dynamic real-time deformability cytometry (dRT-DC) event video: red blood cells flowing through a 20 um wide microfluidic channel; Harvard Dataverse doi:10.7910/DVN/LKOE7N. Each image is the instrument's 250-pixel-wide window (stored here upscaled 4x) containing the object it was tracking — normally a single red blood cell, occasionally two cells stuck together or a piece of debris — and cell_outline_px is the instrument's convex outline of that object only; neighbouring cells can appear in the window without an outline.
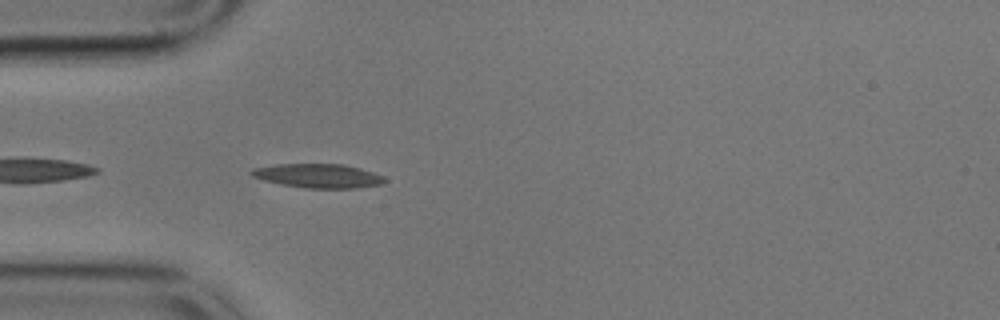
{"species": "common noctule bat (a hibernating species)", "species_latin": "Nyctalus noctula", "temperature_condition": "cold", "stored_images_in_passage": 44, "camera_frame_rate_fps": 3000, "um_per_image_px": 0.085, "animal": {"sex": "male", "body_mass_g": 17.9}, "frame": {"image": 1, "passage_image": 3, "time_ms": 0.667, "image_size_px": [1000, 320], "cell_outline_px": [[388, 180], [384, 184], [356, 188], [304, 188], [280, 184], [264, 180], [252, 176], [248, 172], [252, 168], [276, 164], [344, 164], [360, 168], [384, 176]], "centroid_in_image_um": [27.06, 14.94], "position_along_channel_um": 57.9, "area_um2": 18.84}}
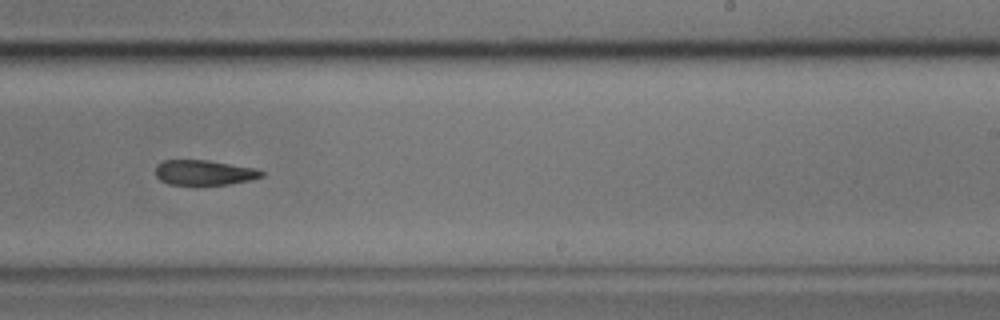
{"frame": {"image": 2, "passage_image": 22, "time_ms": 7.0, "image_size_px": [1000, 320], "cell_outline_px": [[264, 176], [252, 180], [228, 184], [168, 184], [160, 180], [156, 176], [156, 164], [164, 160], [208, 160], [256, 168], [264, 172]], "centroid_in_image_um": [17.37, 14.66], "position_along_channel_um": 271.6, "area_um2": 15.49}}
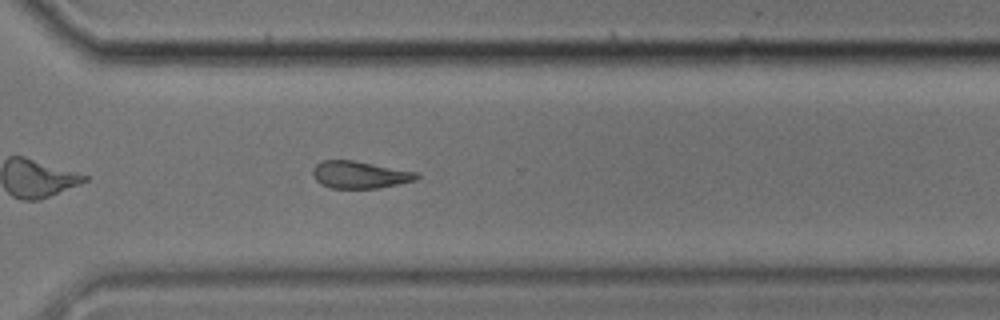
{"frame": {"image": 3, "passage_image": 28, "time_ms": 9.0, "image_size_px": [1000, 320], "cell_outline_px": [[420, 176], [416, 180], [376, 188], [332, 188], [320, 184], [312, 176], [312, 168], [316, 164], [324, 160], [352, 160], [420, 172]], "centroid_in_image_um": [30.57, 14.84], "position_along_channel_um": 340.0, "area_um2": 16.53}, "authors_computed_cell_mechanics": {"area_um2": 16.8776, "velocity_mm_per_s": 3.4192, "shape_relaxation_time_tau1_ms": 7.2763, "shape_relaxation_time_tau2_ms": null, "deformation_change_tau1": 0.1881, "deformation_change_tau2": null}}